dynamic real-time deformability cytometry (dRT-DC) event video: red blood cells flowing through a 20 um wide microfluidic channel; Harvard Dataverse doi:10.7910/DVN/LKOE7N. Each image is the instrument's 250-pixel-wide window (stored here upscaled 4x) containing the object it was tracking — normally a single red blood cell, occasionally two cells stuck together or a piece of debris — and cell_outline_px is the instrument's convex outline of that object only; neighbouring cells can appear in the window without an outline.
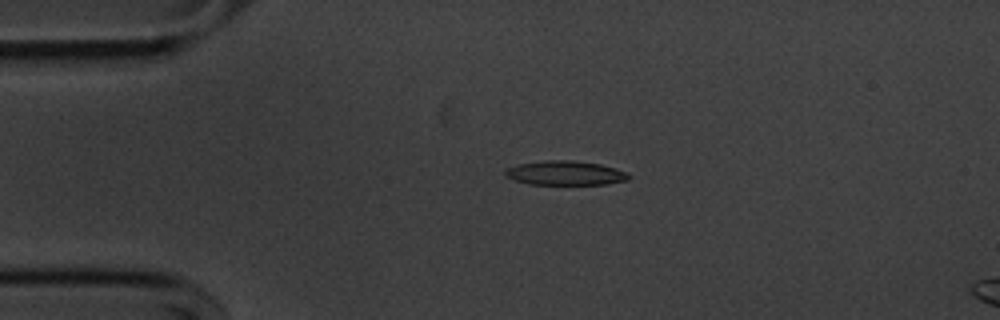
{"species": "common noctule bat (a hibernating species)", "species_latin": "Nyctalus noctula", "temperature_condition": "cold", "stored_images_in_passage": 17, "camera_frame_rate_fps": 3000, "um_per_image_px": 0.085, "animal": {"sex": "male", "body_mass_g": 20.1, "forearm_length_mm": 53.5}, "frame": {"image": 1, "passage_image": 12, "time_ms": 3.667, "image_size_px": [1000, 320], "cell_outline_px": [[632, 176], [628, 180], [608, 184], [528, 184], [504, 176], [504, 168], [520, 164], [544, 160], [572, 160], [600, 164], [616, 168], [628, 172]], "centroid_in_image_um": [48.07, 14.7], "position_along_channel_um": 36.9, "area_um2": 17.63}}